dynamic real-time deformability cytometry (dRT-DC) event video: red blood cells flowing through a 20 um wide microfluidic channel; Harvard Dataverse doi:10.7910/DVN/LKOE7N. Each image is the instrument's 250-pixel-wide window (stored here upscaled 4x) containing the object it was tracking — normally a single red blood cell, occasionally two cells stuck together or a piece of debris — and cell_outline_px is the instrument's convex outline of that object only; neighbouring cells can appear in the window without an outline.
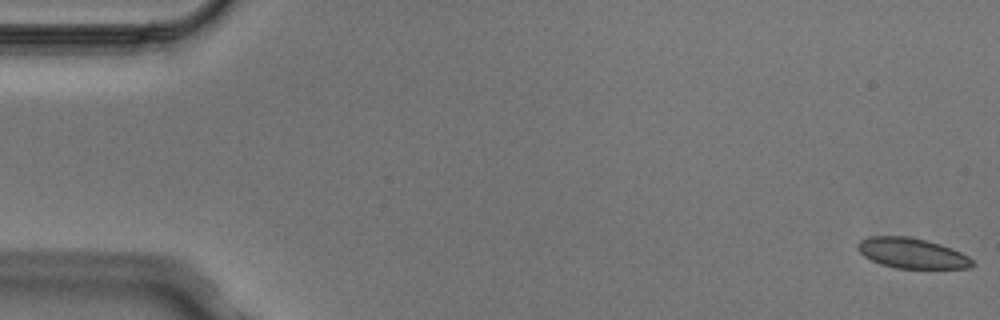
{"species": "Egyptian fruit bat (a non-hibernating species)", "species_latin": "Rousettus aegyptiacus", "temperature_condition": "cold", "stored_images_in_passage": 5, "camera_frame_rate_fps": 3000, "um_per_image_px": 0.085, "animal": {"sex": "male"}, "frame": {"image": 1, "passage_image": 1, "time_ms": 0.0, "image_size_px": [1000, 320], "cell_outline_px": [[976, 264], [968, 268], [896, 268], [880, 264], [864, 256], [856, 248], [856, 244], [860, 240], [868, 236], [908, 236], [940, 244], [952, 248], [968, 256]], "centroid_in_image_um": [77.49, 21.51], "position_along_channel_um": 7.5, "area_um2": 20.23}}
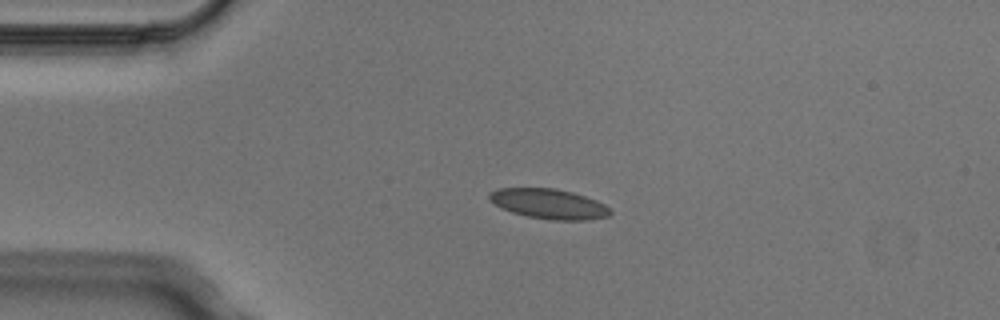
{"frame": {"image": 2, "passage_image": 4, "time_ms": 1.0, "image_size_px": [1000, 320], "cell_outline_px": [[612, 212], [608, 216], [588, 220], [552, 220], [528, 216], [512, 212], [488, 200], [488, 192], [496, 188], [556, 188], [572, 192], [596, 200], [604, 204]], "centroid_in_image_um": [46.64, 17.32], "position_along_channel_um": 38.4, "area_um2": 21.04}}